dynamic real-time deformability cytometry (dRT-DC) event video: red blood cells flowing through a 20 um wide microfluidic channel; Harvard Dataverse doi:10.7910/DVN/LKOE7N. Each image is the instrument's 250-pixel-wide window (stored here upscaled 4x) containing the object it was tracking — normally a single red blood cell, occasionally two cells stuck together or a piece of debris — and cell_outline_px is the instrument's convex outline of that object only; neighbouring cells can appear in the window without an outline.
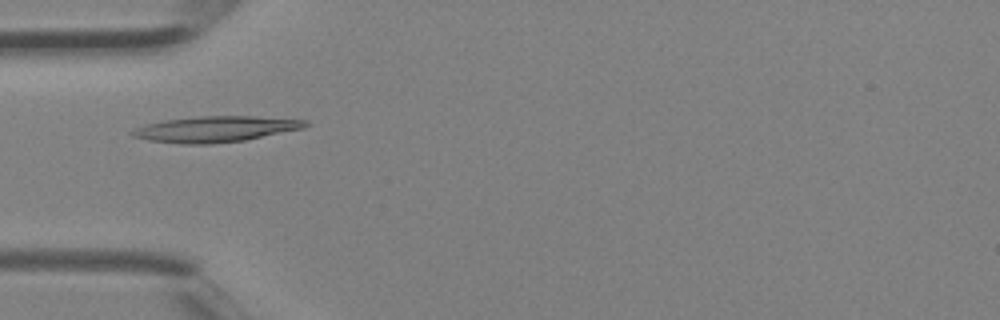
{"species": "Egyptian fruit bat (a non-hibernating species)", "species_latin": "Rousettus aegyptiacus", "temperature_condition": "room temperature", "stored_images_in_passage": 4, "camera_frame_rate_fps": 3000, "um_per_image_px": 0.085, "animal": {"sex": "female"}, "frame": {"image": 1, "passage_image": 4, "time_ms": 1.0, "image_size_px": [1000, 320], "cell_outline_px": [[308, 124], [304, 128], [244, 140], [212, 144], [180, 144], [148, 140], [132, 136], [128, 132], [144, 124], [164, 120], [200, 116], [252, 116], [308, 120]], "centroid_in_image_um": [18.27, 10.97], "position_along_channel_um": 66.7, "area_um2": 26.07}}